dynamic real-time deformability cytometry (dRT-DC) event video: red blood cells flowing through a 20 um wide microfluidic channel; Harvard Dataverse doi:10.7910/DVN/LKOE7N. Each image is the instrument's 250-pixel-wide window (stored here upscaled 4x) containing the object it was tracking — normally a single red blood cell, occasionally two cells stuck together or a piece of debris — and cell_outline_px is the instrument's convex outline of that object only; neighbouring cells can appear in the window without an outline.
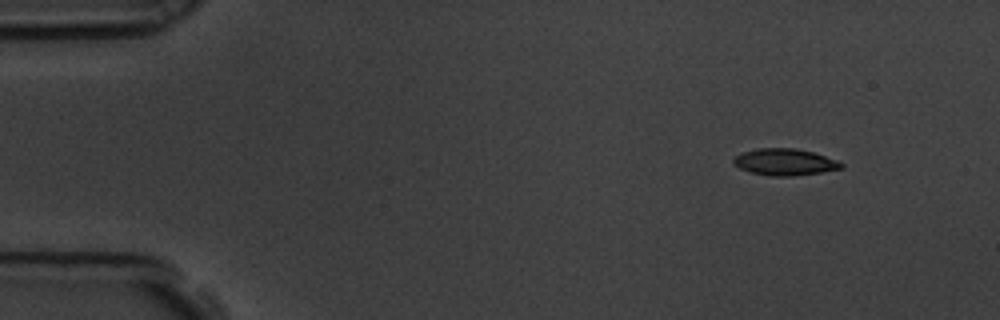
{"species": "common noctule bat (a hibernating species)", "species_latin": "Nyctalus noctula", "temperature_condition": "room temperature", "stored_images_in_passage": 53, "camera_frame_rate_fps": 3000, "um_per_image_px": 0.085, "animal": {"sex": "male", "body_mass_g": 19.5, "forearm_length_mm": 54.6}, "frame": {"image": 1, "passage_image": 1, "time_ms": 0.0, "image_size_px": [1000, 320], "cell_outline_px": [[844, 168], [820, 172], [792, 176], [772, 176], [752, 172], [740, 168], [732, 164], [732, 160], [736, 156], [744, 152], [756, 148], [796, 148], [812, 152], [840, 160], [844, 164]], "centroid_in_image_um": [66.74, 13.76], "position_along_channel_um": 18.3, "area_um2": 16.76}}
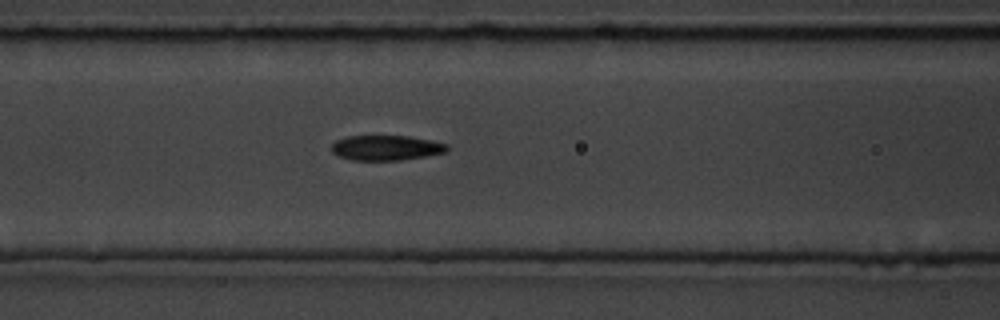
{"frame": {"image": 2, "passage_image": 19, "time_ms": 6.0, "image_size_px": [1000, 320], "cell_outline_px": [[448, 148], [444, 152], [424, 156], [400, 160], [352, 160], [340, 156], [332, 152], [332, 144], [336, 140], [348, 136], [408, 136], [448, 144]], "centroid_in_image_um": [32.79, 12.56], "position_along_channel_um": 133.8, "area_um2": 16.59}}
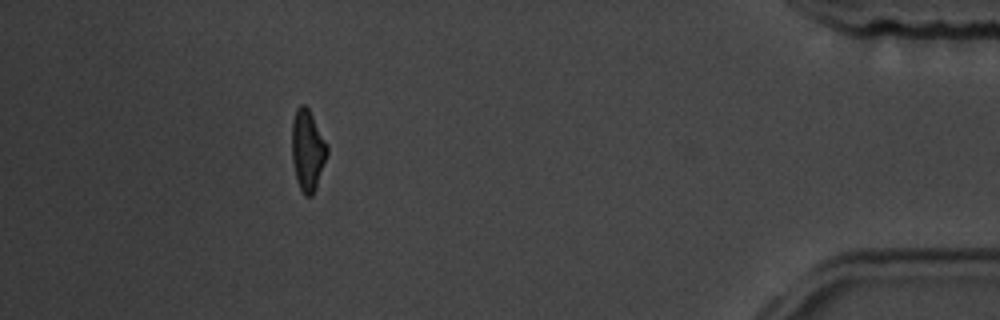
{"frame": {"image": 3, "passage_image": 47, "time_ms": 15.333, "image_size_px": [1000, 320], "cell_outline_px": [[328, 152], [316, 188], [312, 196], [304, 196], [296, 180], [292, 160], [292, 120], [296, 108], [300, 104], [304, 104], [308, 108], [328, 144]], "centroid_in_image_um": [26.14, 12.76], "position_along_channel_um": 409.1, "area_um2": 16.76}, "authors_computed_cell_mechanics": {"area_um2": 17.1666, "velocity_mm_per_s": 3.5499, "shape_relaxation_time_tau1_ms": 3.0853, "shape_relaxation_time_tau2_ms": 3.5429, "deformation_change_tau1": 0.1356, "deformation_change_tau2": 0.1146}}